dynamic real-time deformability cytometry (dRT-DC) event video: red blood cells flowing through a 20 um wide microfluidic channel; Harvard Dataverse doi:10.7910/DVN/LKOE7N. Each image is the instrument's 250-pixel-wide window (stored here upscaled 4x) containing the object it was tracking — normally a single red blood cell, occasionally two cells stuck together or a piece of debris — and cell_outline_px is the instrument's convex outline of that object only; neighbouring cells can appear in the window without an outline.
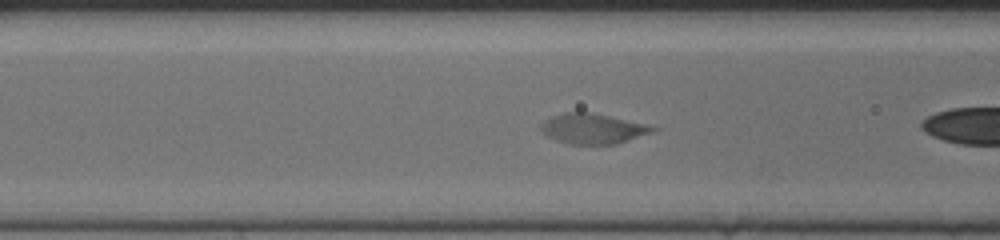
{"species": "human", "species_latin": "Homo sapiens", "temperature_condition": "cold", "stored_images_in_passage": 28, "segment_of_instrument_passage": [2, 3], "camera_frame_rate_fps": 3000, "um_per_image_px": 0.085, "donor": {"sex": "female"}, "frame": {"image": 1, "passage_image": 6, "time_ms": 1.667, "image_size_px": [1000, 240], "cell_outline_px": [[660, 128], [616, 144], [568, 144], [556, 140], [548, 136], [540, 128], [540, 124], [552, 116], [568, 112], [588, 112], [608, 116], [644, 124]], "centroid_in_image_um": [50.33, 10.94], "position_along_channel_um": 116.3, "area_um2": 19.07}}
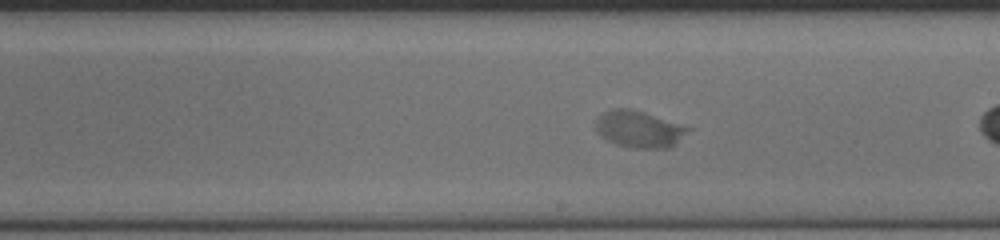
{"frame": {"image": 2, "passage_image": 16, "time_ms": 5.0, "image_size_px": [1000, 240], "cell_outline_px": [[692, 128], [668, 148], [632, 148], [616, 144], [608, 140], [596, 128], [596, 120], [604, 112], [612, 108], [628, 108], [644, 112]], "centroid_in_image_um": [54.31, 10.97], "position_along_channel_um": 234.7, "area_um2": 19.25}}
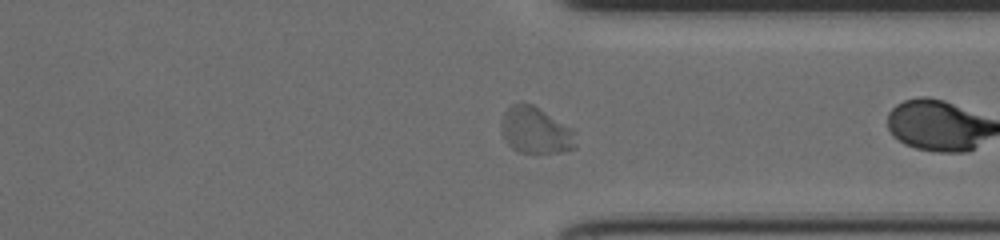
{"frame": {"image": 3, "passage_image": 27, "time_ms": 8.667, "image_size_px": [1000, 240], "cell_outline_px": [[576, 148], [556, 152], [516, 152], [504, 140], [500, 132], [500, 120], [504, 112], [512, 104], [532, 104], [572, 128], [576, 132]], "centroid_in_image_um": [45.5, 11.09], "position_along_channel_um": 365.9, "area_um2": 20.29}}